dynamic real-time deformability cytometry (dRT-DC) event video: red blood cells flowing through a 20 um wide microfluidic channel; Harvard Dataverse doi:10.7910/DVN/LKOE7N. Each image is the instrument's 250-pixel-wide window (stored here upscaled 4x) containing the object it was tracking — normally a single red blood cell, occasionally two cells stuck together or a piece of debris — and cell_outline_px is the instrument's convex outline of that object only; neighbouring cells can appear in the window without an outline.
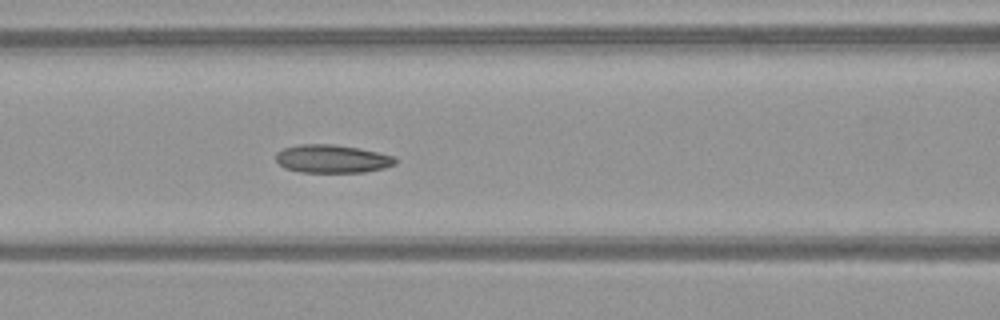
{"species": "common noctule bat (a hibernating species)", "species_latin": "Nyctalus noctula", "temperature_condition": "warm", "stored_images_in_passage": 4, "camera_frame_rate_fps": 3000, "um_per_image_px": 0.085, "animal": {"sex": "female", "body_mass_g": 21.9}, "frame": {"image": 1, "passage_image": 3, "time_ms": 0.667, "image_size_px": [1000, 320], "cell_outline_px": [[396, 164], [384, 168], [364, 172], [300, 172], [284, 168], [276, 160], [276, 152], [284, 148], [300, 144], [332, 144], [360, 148], [396, 156]], "centroid_in_image_um": [28.25, 13.5], "position_along_channel_um": 138.4, "area_um2": 19.71}}